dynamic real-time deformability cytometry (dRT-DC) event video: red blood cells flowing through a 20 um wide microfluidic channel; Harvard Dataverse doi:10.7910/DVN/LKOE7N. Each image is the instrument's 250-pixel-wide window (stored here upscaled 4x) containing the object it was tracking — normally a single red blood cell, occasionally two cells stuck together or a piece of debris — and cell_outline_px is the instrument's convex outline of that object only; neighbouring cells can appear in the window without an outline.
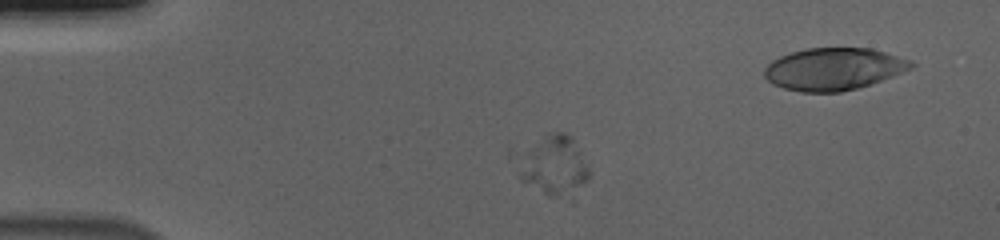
{"species": "human", "species_latin": "Homo sapiens", "temperature_condition": "cold", "stored_images_in_passage": 56, "segment_of_instrument_passage": [1, 2], "camera_frame_rate_fps": 3000, "um_per_image_px": 0.085, "donor": {"sex": "male"}, "frame": {"image": 1, "passage_image": 11, "time_ms": 3.333, "image_size_px": [1000, 240], "cell_outline_px": [[576, 152], [556, 196], [548, 196], [520, 180], [508, 156], [508, 148], [556, 132], [564, 132], [572, 140]], "centroid_in_image_um": [46.21, 13.74], "position_along_channel_um": 38.8, "area_um2": 20.81}}
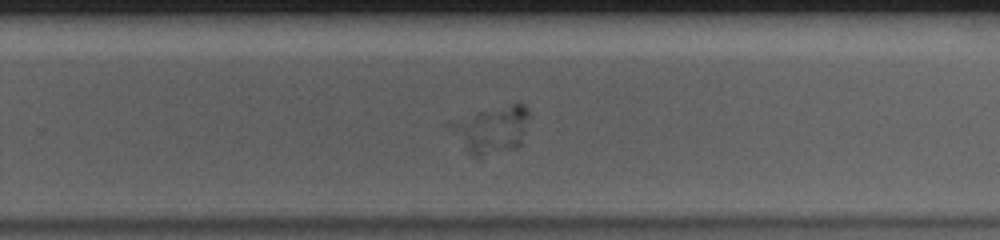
{"frame": {"image": 2, "passage_image": 36, "time_ms": 11.667, "image_size_px": [1000, 240], "cell_outline_px": [[528, 116], [520, 144], [516, 148], [480, 156], [472, 156], [448, 124], [480, 112], [512, 104], [524, 104], [528, 112]], "centroid_in_image_um": [41.84, 11.02], "position_along_channel_um": 288.0, "area_um2": 20.17}}